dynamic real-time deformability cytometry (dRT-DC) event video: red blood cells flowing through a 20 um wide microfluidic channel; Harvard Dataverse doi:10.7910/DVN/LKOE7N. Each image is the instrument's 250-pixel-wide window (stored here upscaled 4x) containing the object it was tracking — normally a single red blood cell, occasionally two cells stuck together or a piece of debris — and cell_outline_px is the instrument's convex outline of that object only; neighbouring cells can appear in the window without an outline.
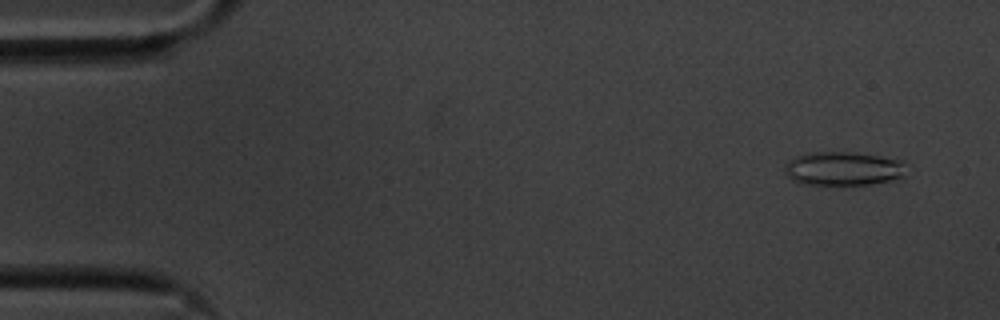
{"species": "common noctule bat (a hibernating species)", "species_latin": "Nyctalus noctula", "temperature_condition": "cold", "stored_images_in_passage": 56, "camera_frame_rate_fps": 3000, "um_per_image_px": 0.085, "animal": {"sex": "male", "body_mass_g": 20.1, "forearm_length_mm": 53.5}, "frame": {"image": 1, "passage_image": 4, "time_ms": 1.0, "image_size_px": [1000, 320], "cell_outline_px": [[904, 176], [888, 180], [868, 184], [800, 184], [792, 180], [784, 172], [784, 164], [788, 160], [796, 156], [808, 152], [852, 152], [880, 156], [904, 160]], "centroid_in_image_um": [71.62, 14.31], "position_along_channel_um": 13.4, "area_um2": 23.93}}
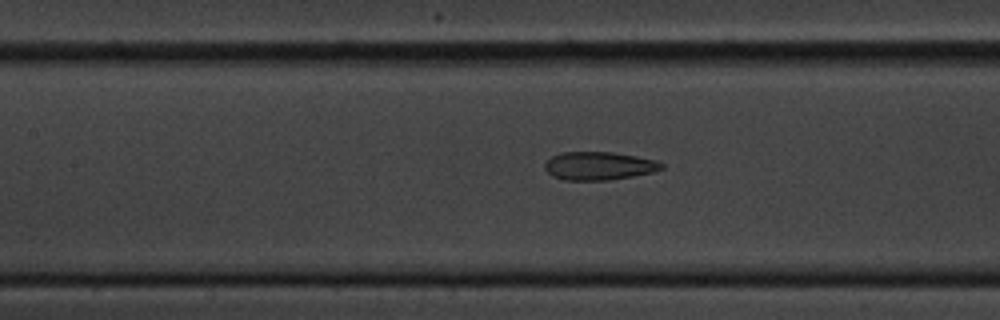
{"frame": {"image": 2, "passage_image": 25, "time_ms": 8.0, "image_size_px": [1000, 320], "cell_outline_px": [[664, 168], [652, 172], [632, 176], [608, 180], [564, 180], [552, 176], [544, 168], [544, 164], [552, 156], [560, 152], [612, 152], [636, 156], [656, 160], [664, 164]], "centroid_in_image_um": [50.9, 14.1], "position_along_channel_um": 156.5, "area_um2": 19.19}}
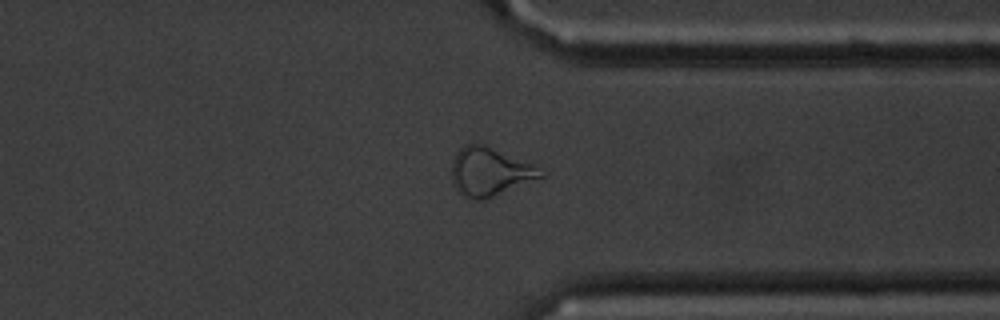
{"frame": {"image": 3, "passage_image": 43, "time_ms": 14.0, "image_size_px": [1000, 320], "cell_outline_px": [[544, 176], [484, 200], [476, 200], [464, 196], [456, 188], [452, 180], [452, 160], [456, 152], [464, 144], [472, 140], [484, 144], [532, 164]], "centroid_in_image_um": [41.55, 14.56], "position_along_channel_um": 369.8, "area_um2": 24.91}, "authors_computed_cell_mechanics": {"area_um2": 21.8484, "velocity_mm_per_s": 3.5855, "shape_relaxation_time_tau1_ms": 6.9332, "shape_relaxation_time_tau2_ms": 1.9746, "deformation_change_tau1": 0.183, "deformation_change_tau2": 0.1179}}